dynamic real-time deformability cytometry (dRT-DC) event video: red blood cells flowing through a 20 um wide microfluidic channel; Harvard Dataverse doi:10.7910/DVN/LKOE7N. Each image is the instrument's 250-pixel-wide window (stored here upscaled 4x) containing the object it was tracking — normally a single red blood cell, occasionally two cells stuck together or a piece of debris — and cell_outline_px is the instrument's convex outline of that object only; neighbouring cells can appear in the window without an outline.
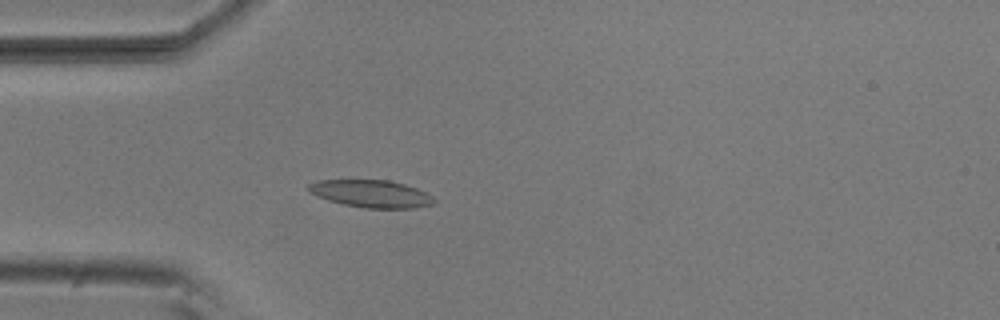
{"species": "common noctule bat (a hibernating species)", "species_latin": "Nyctalus noctula", "temperature_condition": "room temperature", "stored_images_in_passage": 45, "camera_frame_rate_fps": 3000, "um_per_image_px": 0.085, "animal": {"sex": "male", "body_mass_g": 20.5, "forearm_length_mm": 52.5}, "frame": {"image": 1, "passage_image": 7, "time_ms": 2.0, "image_size_px": [1000, 320], "cell_outline_px": [[436, 200], [432, 204], [412, 208], [364, 208], [344, 204], [328, 200], [316, 196], [308, 192], [304, 188], [308, 184], [320, 180], [388, 180], [404, 184], [416, 188], [432, 196]], "centroid_in_image_um": [31.49, 16.46], "position_along_channel_um": 53.5, "area_um2": 20.06}}
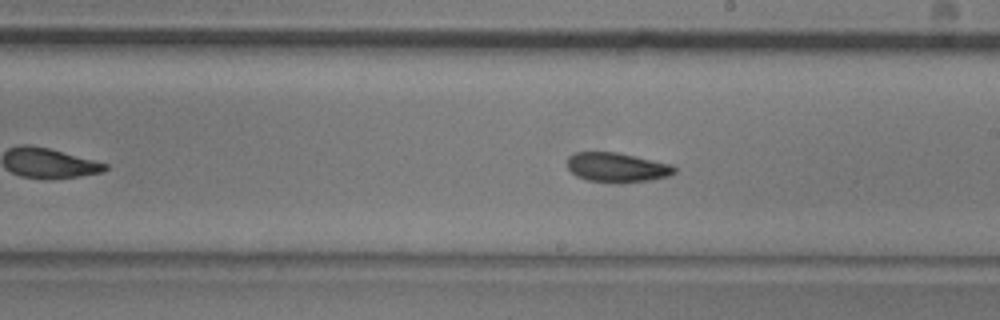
{"frame": {"image": 2, "passage_image": 22, "time_ms": 7.0, "image_size_px": [1000, 320], "cell_outline_px": [[676, 172], [668, 176], [648, 180], [624, 184], [616, 184], [588, 180], [576, 176], [568, 168], [568, 156], [576, 152], [616, 152], [672, 164], [676, 168]], "centroid_in_image_um": [52.45, 14.25], "position_along_channel_um": 236.6, "area_um2": 18.61}}
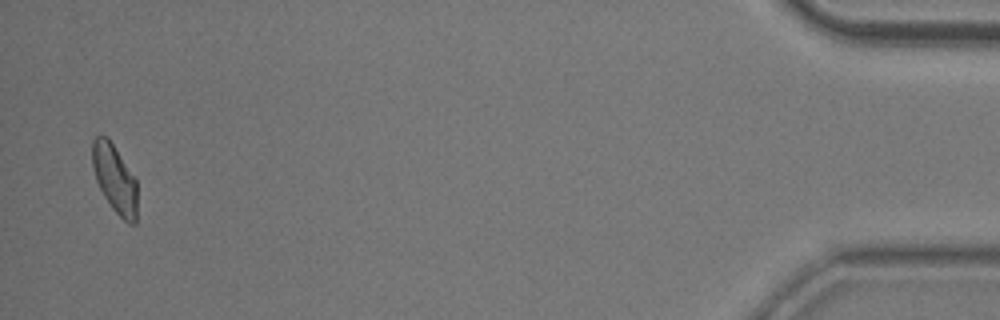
{"frame": {"image": 3, "passage_image": 44, "time_ms": 14.333, "image_size_px": [1000, 320], "cell_outline_px": [[136, 224], [128, 224], [112, 208], [104, 196], [96, 180], [92, 168], [92, 140], [96, 136], [108, 136], [136, 180]], "centroid_in_image_um": [9.73, 15.18], "position_along_channel_um": 425.5, "area_um2": 17.74}, "authors_computed_cell_mechanics": {"area_um2": 18.7272, "velocity_mm_per_s": 3.7796, "shape_relaxation_time_tau1_ms": 8.1156, "shape_relaxation_time_tau2_ms": 2.5012, "deformation_change_tau1": 0.17, "deformation_change_tau2": 0.0872}}